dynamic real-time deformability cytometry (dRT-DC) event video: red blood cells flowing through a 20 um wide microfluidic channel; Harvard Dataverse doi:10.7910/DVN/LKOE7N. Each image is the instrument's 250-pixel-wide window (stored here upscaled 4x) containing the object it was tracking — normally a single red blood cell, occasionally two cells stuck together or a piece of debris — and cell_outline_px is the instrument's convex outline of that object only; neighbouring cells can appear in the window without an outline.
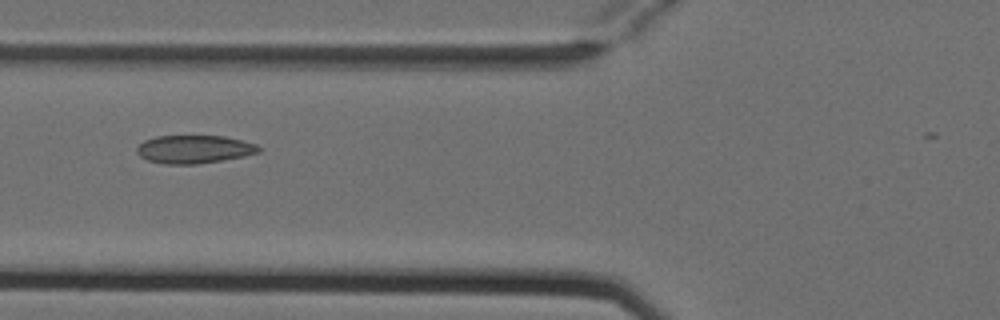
{"species": "Egyptian fruit bat (a non-hibernating species)", "species_latin": "Rousettus aegyptiacus", "temperature_condition": "cold", "stored_images_in_passage": 8, "camera_frame_rate_fps": 3000, "um_per_image_px": 0.085, "animal": {"sex": "female"}, "frame": {"image": 1, "passage_image": 6, "time_ms": 1.667, "image_size_px": [1000, 320], "cell_outline_px": [[260, 152], [244, 156], [196, 164], [164, 164], [148, 160], [140, 156], [136, 152], [136, 148], [144, 140], [156, 136], [224, 136], [256, 144], [260, 148]], "centroid_in_image_um": [16.47, 12.68], "position_along_channel_um": 109.3, "area_um2": 19.83}}
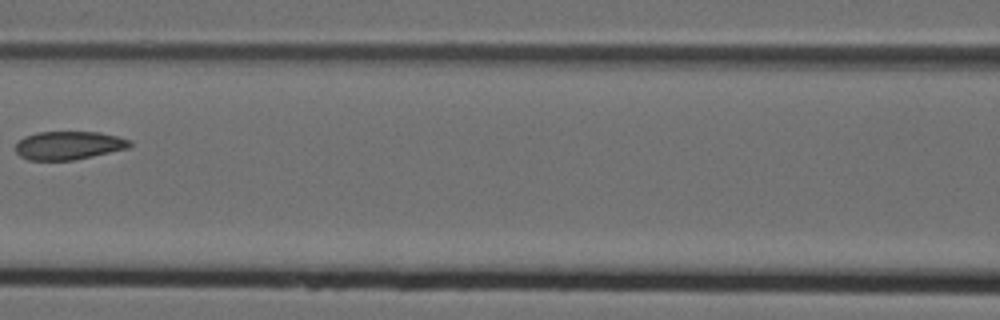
{"frame": {"image": 2, "passage_image": 7, "time_ms": 2.0, "image_size_px": [1000, 320], "cell_outline_px": [[132, 144], [128, 148], [92, 156], [72, 160], [28, 160], [20, 156], [16, 152], [16, 144], [24, 136], [36, 132], [100, 132], [132, 140]], "centroid_in_image_um": [5.83, 12.35], "position_along_channel_um": 160.8, "area_um2": 18.84}}
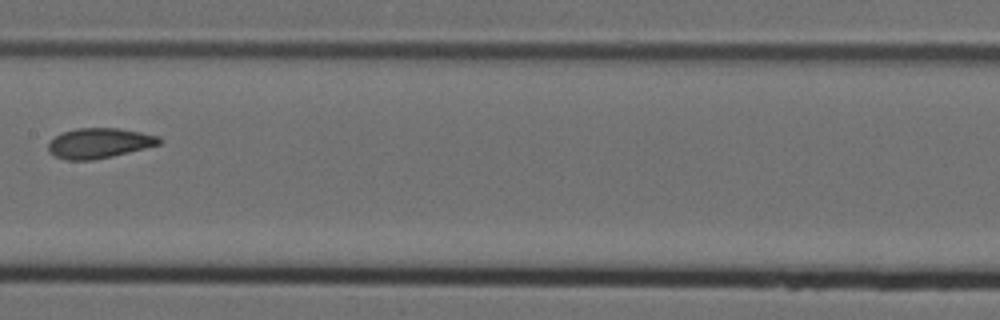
{"frame": {"image": 3, "passage_image": 8, "time_ms": 2.333, "image_size_px": [1000, 320], "cell_outline_px": [[160, 144], [112, 156], [92, 160], [64, 160], [48, 152], [48, 144], [60, 132], [76, 128], [120, 128], [160, 136]], "centroid_in_image_um": [8.4, 12.16], "position_along_channel_um": 199.0, "area_um2": 19.42}}